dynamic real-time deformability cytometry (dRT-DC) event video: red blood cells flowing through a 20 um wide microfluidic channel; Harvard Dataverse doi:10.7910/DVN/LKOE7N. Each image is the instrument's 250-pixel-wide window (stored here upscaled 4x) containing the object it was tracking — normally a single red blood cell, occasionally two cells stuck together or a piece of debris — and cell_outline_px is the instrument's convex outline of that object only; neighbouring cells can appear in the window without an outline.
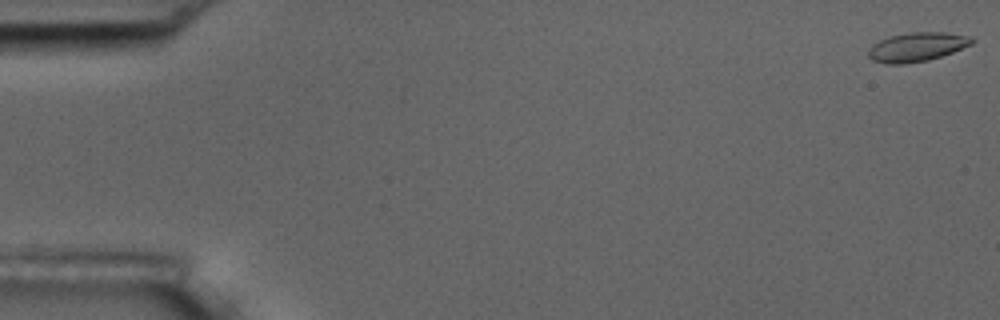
{"species": "common noctule bat (a hibernating species)", "species_latin": "Nyctalus noctula", "temperature_condition": "room temperature", "stored_images_in_passage": 58, "camera_frame_rate_fps": 3000, "um_per_image_px": 0.085, "animal": {"sex": "male", "body_mass_g": 17.5, "forearm_length_mm": 52.3}, "frame": {"image": 1, "passage_image": 1, "time_ms": 0.0, "image_size_px": [1000, 320], "cell_outline_px": [[972, 44], [952, 52], [928, 60], [904, 64], [888, 64], [872, 60], [868, 56], [868, 48], [872, 44], [888, 36], [908, 32], [944, 32], [972, 36]], "centroid_in_image_um": [77.9, 3.98], "position_along_channel_um": 7.1, "area_um2": 17.57}}
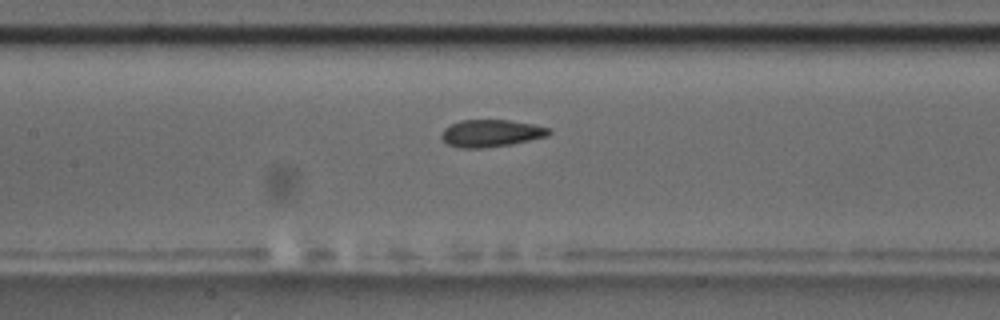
{"frame": {"image": 2, "passage_image": 27, "time_ms": 8.667, "image_size_px": [1000, 320], "cell_outline_px": [[552, 132], [548, 136], [508, 144], [484, 148], [460, 148], [448, 144], [440, 136], [444, 128], [460, 120], [508, 120], [532, 124], [552, 128]], "centroid_in_image_um": [41.74, 11.32], "position_along_channel_um": 165.7, "area_um2": 16.94}}
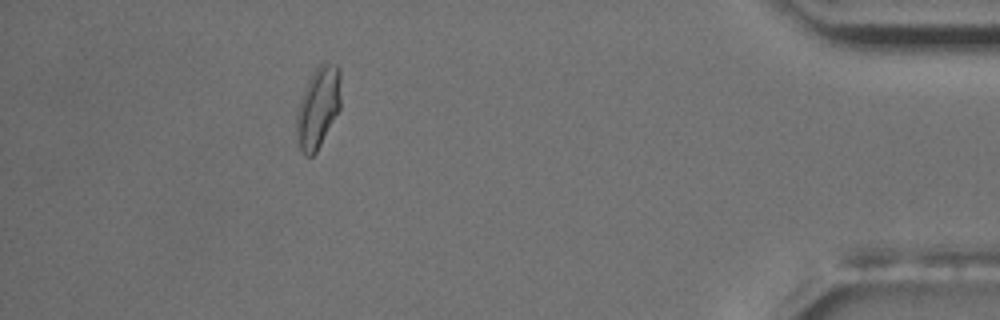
{"frame": {"image": 3, "passage_image": 52, "time_ms": 17.0, "image_size_px": [1000, 320], "cell_outline_px": [[340, 108], [316, 152], [312, 156], [304, 156], [300, 148], [296, 136], [296, 116], [300, 100], [304, 88], [312, 72], [324, 60], [336, 64], [340, 68]], "centroid_in_image_um": [27.03, 9.09], "position_along_channel_um": 408.2, "area_um2": 21.04}, "authors_computed_cell_mechanics": {"area_um2": 17.3978, "velocity_mm_per_s": 3.5379, "shape_relaxation_time_tau1_ms": 4.0829, "shape_relaxation_time_tau2_ms": 1.4644, "deformation_change_tau1": 0.1231, "deformation_change_tau2": 0.0573}}